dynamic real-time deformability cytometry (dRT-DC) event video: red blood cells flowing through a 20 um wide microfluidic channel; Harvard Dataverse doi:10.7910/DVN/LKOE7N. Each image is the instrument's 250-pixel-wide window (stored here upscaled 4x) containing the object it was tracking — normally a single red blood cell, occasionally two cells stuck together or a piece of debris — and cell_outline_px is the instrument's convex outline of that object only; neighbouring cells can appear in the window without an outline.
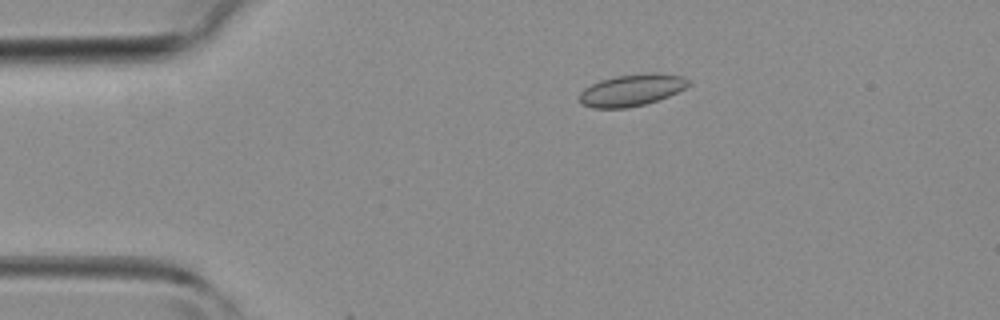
{"species": "common noctule bat (a hibernating species)", "species_latin": "Nyctalus noctula", "temperature_condition": "room temperature", "stored_images_in_passage": 45, "camera_frame_rate_fps": 3000, "um_per_image_px": 0.085, "animal": {"sex": "female", "body_mass_g": 19.3, "forearm_length_mm": 54.1}, "frame": {"image": 1, "passage_image": 9, "time_ms": 2.667, "image_size_px": [1000, 320], "cell_outline_px": [[692, 84], [668, 96], [644, 104], [628, 108], [592, 108], [580, 104], [580, 92], [584, 88], [600, 80], [616, 76], [648, 72], [656, 72], [684, 76]], "centroid_in_image_um": [53.69, 7.65], "position_along_channel_um": 31.3, "area_um2": 20.29}}
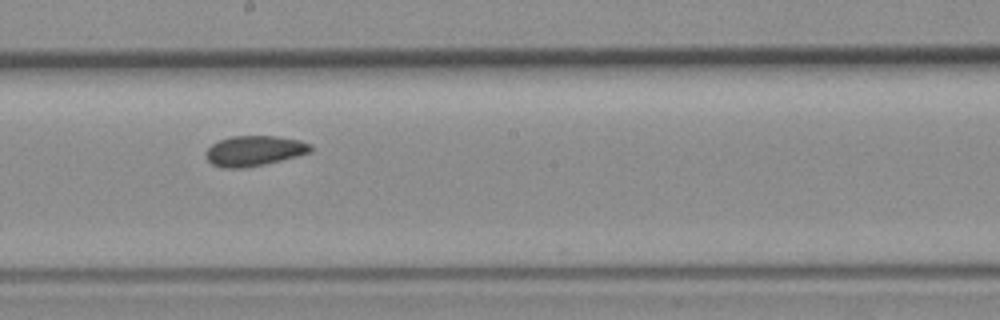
{"frame": {"image": 2, "passage_image": 25, "time_ms": 8.0, "image_size_px": [1000, 320], "cell_outline_px": [[312, 152], [264, 164], [244, 168], [220, 168], [212, 164], [208, 160], [208, 148], [212, 144], [220, 140], [232, 136], [276, 136], [300, 140], [308, 144], [312, 148]], "centroid_in_image_um": [21.62, 12.82], "position_along_channel_um": 226.6, "area_um2": 18.21}}
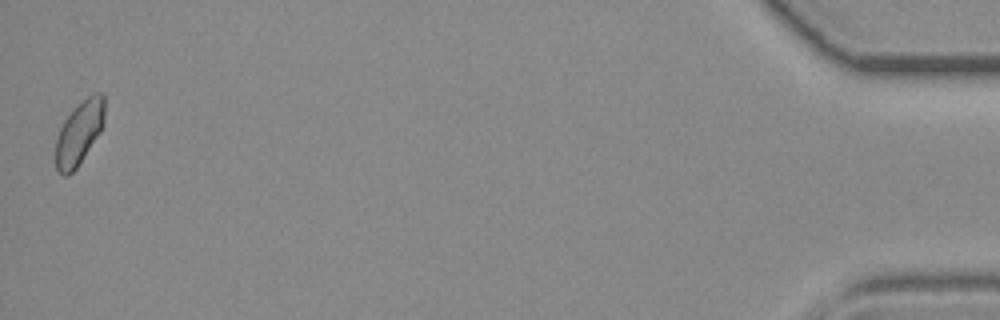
{"frame": {"image": 3, "passage_image": 45, "time_ms": 14.667, "image_size_px": [1000, 320], "cell_outline_px": [[104, 124], [100, 132], [76, 168], [68, 176], [64, 176], [56, 168], [56, 140], [60, 128], [64, 120], [88, 96], [96, 92], [104, 92]], "centroid_in_image_um": [6.75, 11.29], "position_along_channel_um": 428.5, "area_um2": 17.74}}